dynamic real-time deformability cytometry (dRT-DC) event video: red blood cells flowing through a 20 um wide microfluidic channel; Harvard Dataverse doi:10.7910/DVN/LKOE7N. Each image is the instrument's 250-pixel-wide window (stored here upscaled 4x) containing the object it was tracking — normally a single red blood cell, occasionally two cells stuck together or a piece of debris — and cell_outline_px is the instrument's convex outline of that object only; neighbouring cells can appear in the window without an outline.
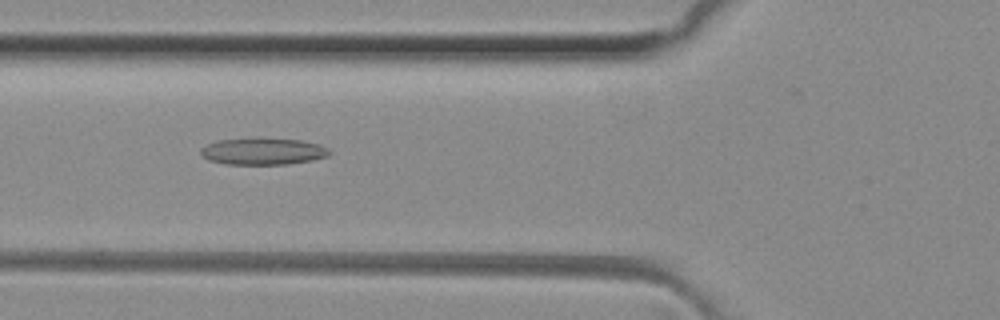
{"species": "common noctule bat (a hibernating species)", "species_latin": "Nyctalus noctula", "temperature_condition": "room temperature", "stored_images_in_passage": 49, "camera_frame_rate_fps": 3000, "um_per_image_px": 0.085, "animal": {"sex": "female", "body_mass_g": 29.2, "forearm_length_mm": 56.3}, "frame": {"image": 1, "passage_image": 18, "time_ms": 5.667, "image_size_px": [1000, 320], "cell_outline_px": [[332, 152], [328, 156], [312, 160], [288, 164], [228, 164], [208, 160], [200, 152], [200, 148], [216, 140], [256, 136], [300, 140], [320, 144], [328, 148]], "centroid_in_image_um": [22.36, 12.83], "position_along_channel_um": 103.4, "area_um2": 20.63}}
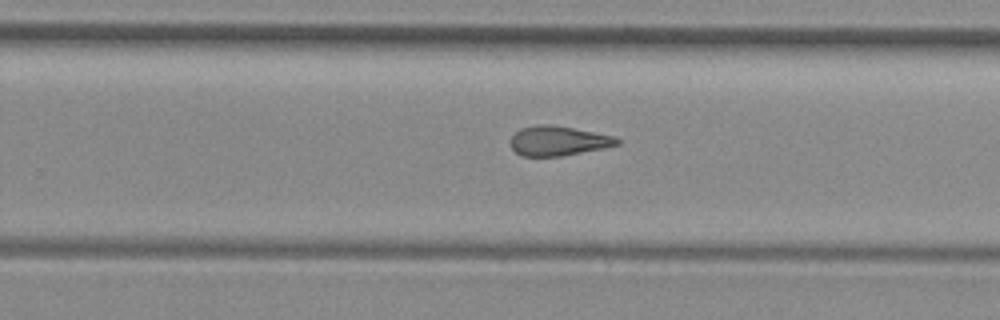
{"frame": {"image": 2, "passage_image": 31, "time_ms": 10.0, "image_size_px": [1000, 320], "cell_outline_px": [[620, 144], [604, 148], [560, 156], [520, 156], [512, 148], [512, 136], [520, 128], [536, 124], [548, 124], [572, 128], [612, 136], [620, 140]], "centroid_in_image_um": [47.42, 11.97], "position_along_channel_um": 282.4, "area_um2": 18.15}}
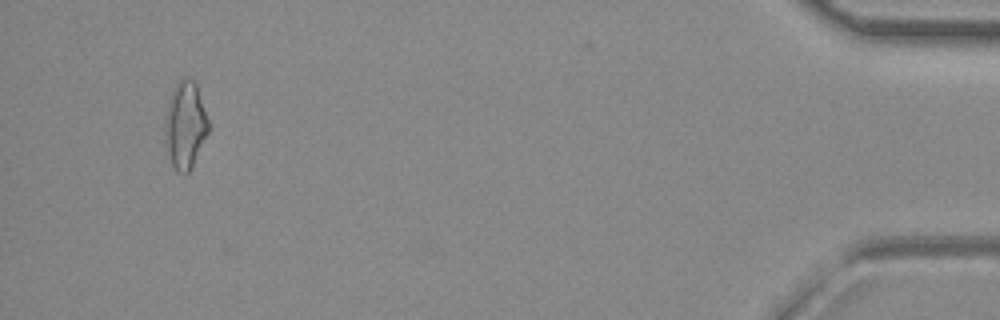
{"frame": {"image": 3, "passage_image": 47, "time_ms": 15.333, "image_size_px": [1000, 320], "cell_outline_px": [[208, 132], [188, 172], [184, 176], [176, 172], [172, 164], [164, 144], [164, 124], [168, 104], [172, 88], [184, 76], [192, 80], [196, 84], [208, 120]], "centroid_in_image_um": [15.7, 10.64], "position_along_channel_um": 419.5, "area_um2": 21.91}, "authors_computed_cell_mechanics": {"area_um2": 19.7098, "velocity_mm_per_s": 4.1269, "shape_relaxation_time_tau1_ms": null, "shape_relaxation_time_tau2_ms": 3.2732, "deformation_change_tau1": null, "deformation_change_tau2": 0.1418}}